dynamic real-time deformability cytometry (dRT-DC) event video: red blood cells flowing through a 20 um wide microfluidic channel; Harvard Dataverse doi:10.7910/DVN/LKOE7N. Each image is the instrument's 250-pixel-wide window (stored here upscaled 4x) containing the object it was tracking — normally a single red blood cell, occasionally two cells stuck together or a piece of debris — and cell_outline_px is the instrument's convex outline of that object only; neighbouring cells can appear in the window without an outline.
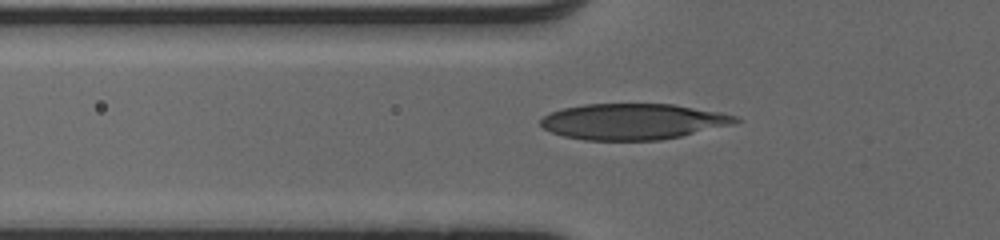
{"species": "human", "species_latin": "Homo sapiens", "temperature_condition": "cold", "stored_images_in_passage": 34, "camera_frame_rate_fps": 3000, "um_per_image_px": 0.085, "donor": {"sex": "male"}, "frame": {"image": 1, "passage_image": 2, "time_ms": 0.333, "image_size_px": [1000, 240], "cell_outline_px": [[740, 120], [732, 124], [680, 136], [660, 140], [584, 140], [564, 136], [552, 132], [544, 128], [540, 124], [540, 120], [544, 116], [552, 112], [564, 108], [584, 104], [672, 104], [720, 112], [736, 116]], "centroid_in_image_um": [53.78, 10.33], "position_along_channel_um": 72.0, "area_um2": 40.4}}
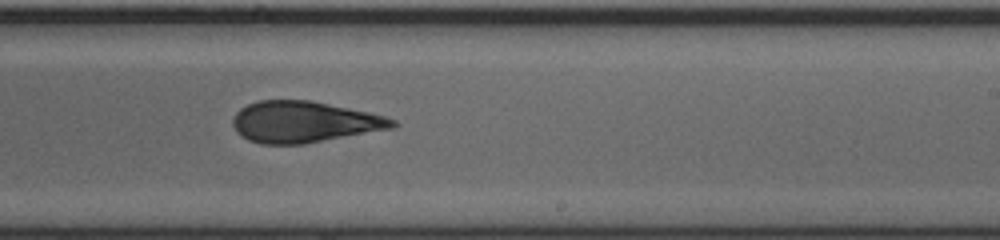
{"frame": {"image": 2, "passage_image": 16, "time_ms": 5.0, "image_size_px": [1000, 240], "cell_outline_px": [[400, 124], [396, 128], [304, 144], [260, 144], [248, 140], [240, 136], [236, 132], [232, 124], [232, 120], [236, 112], [240, 108], [248, 104], [260, 100], [312, 100], [368, 112], [384, 116], [396, 120]], "centroid_in_image_um": [25.86, 10.37], "position_along_channel_um": 263.1, "area_um2": 38.78}}
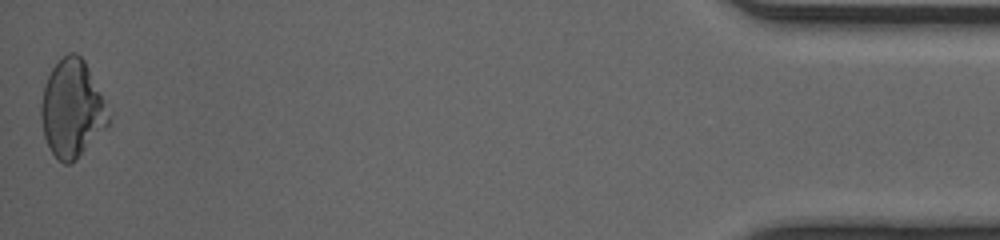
{"frame": {"image": 3, "passage_image": 34, "time_ms": 11.0, "image_size_px": [1000, 240], "cell_outline_px": [[112, 112], [108, 124], [76, 160], [68, 164], [64, 164], [52, 152], [44, 136], [40, 116], [40, 104], [44, 84], [52, 68], [68, 52], [76, 52], [84, 60]], "centroid_in_image_um": [6.13, 9.23], "position_along_channel_um": 429.1, "area_um2": 38.32}, "authors_computed_cell_mechanics": {"area_um2": 38.8127, "velocity_mm_per_s": 4.123, "shape_relaxation_time_tau1_ms": 5.8751, "shape_relaxation_time_tau2_ms": 2.0204, "deformation_change_tau1": 0.1892, "deformation_change_tau2": 0.0924}}